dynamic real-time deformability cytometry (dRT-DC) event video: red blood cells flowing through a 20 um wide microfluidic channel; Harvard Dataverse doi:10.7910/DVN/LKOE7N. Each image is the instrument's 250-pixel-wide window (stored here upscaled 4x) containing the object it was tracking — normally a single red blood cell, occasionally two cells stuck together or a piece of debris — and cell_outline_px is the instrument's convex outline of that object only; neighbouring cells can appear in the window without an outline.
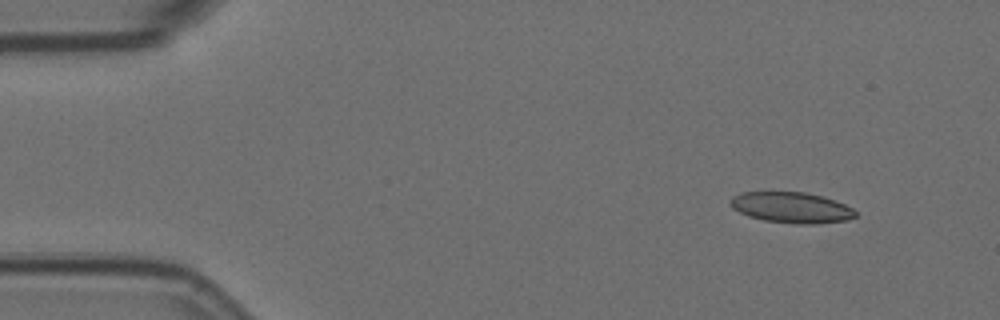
{"species": "Egyptian fruit bat (a non-hibernating species)", "species_latin": "Rousettus aegyptiacus", "temperature_condition": "room temperature", "stored_images_in_passage": 4, "camera_frame_rate_fps": 3000, "um_per_image_px": 0.085, "animal": {"sex": "female"}, "frame": {"image": 1, "passage_image": 1, "time_ms": 0.0, "image_size_px": [1000, 320], "cell_outline_px": [[856, 216], [844, 220], [820, 224], [796, 224], [764, 220], [748, 216], [732, 208], [728, 204], [728, 200], [732, 196], [740, 192], [804, 192], [824, 196], [836, 200], [852, 208], [856, 212]], "centroid_in_image_um": [67.24, 17.63], "position_along_channel_um": 17.8, "area_um2": 22.66}}
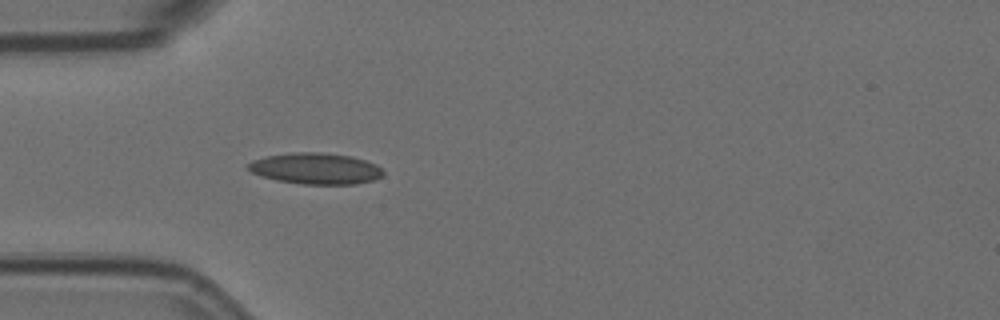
{"frame": {"image": 2, "passage_image": 4, "time_ms": 1.0, "image_size_px": [1000, 320], "cell_outline_px": [[384, 176], [372, 180], [356, 184], [300, 184], [276, 180], [260, 176], [252, 172], [248, 168], [248, 164], [252, 160], [268, 156], [292, 152], [320, 152], [352, 156], [376, 164], [384, 172]], "centroid_in_image_um": [26.84, 14.33], "position_along_channel_um": 58.2, "area_um2": 24.57}}